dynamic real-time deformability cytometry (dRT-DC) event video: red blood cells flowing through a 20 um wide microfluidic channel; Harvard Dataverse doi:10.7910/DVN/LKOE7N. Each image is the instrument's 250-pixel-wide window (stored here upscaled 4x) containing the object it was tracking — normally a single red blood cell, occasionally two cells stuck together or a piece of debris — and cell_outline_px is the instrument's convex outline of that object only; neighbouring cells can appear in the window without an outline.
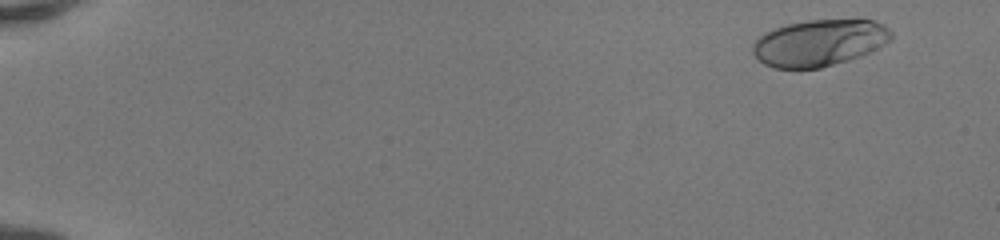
{"species": "human", "species_latin": "Homo sapiens", "temperature_condition": "room temperature", "stored_images_in_passage": 50, "camera_frame_rate_fps": 3000, "um_per_image_px": 0.085, "donor": {"sex": "female"}, "frame": {"image": 1, "passage_image": 3, "time_ms": 0.667, "image_size_px": [1000, 240], "cell_outline_px": [[892, 40], [872, 52], [848, 60], [820, 68], [772, 68], [764, 64], [752, 52], [752, 44], [764, 32], [788, 24], [808, 20], [872, 20], [884, 24], [892, 32]], "centroid_in_image_um": [69.66, 3.64], "position_along_channel_um": 15.3, "area_um2": 37.63}}
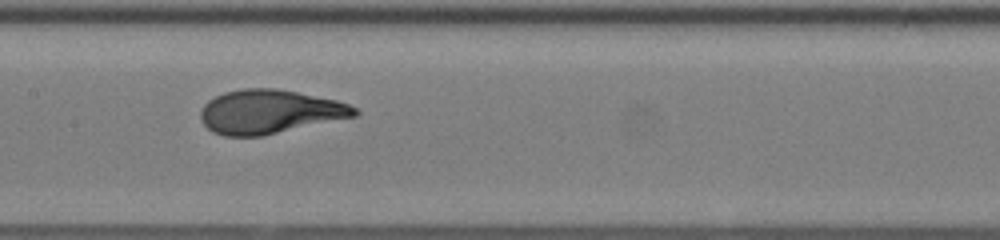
{"frame": {"image": 2, "passage_image": 27, "time_ms": 8.667, "image_size_px": [1000, 240], "cell_outline_px": [[360, 116], [260, 136], [224, 136], [212, 132], [200, 120], [200, 112], [204, 104], [208, 100], [224, 92], [244, 88], [276, 88], [336, 100], [348, 104], [356, 108], [360, 112]], "centroid_in_image_um": [22.93, 9.5], "position_along_channel_um": 184.5, "area_um2": 39.54}}
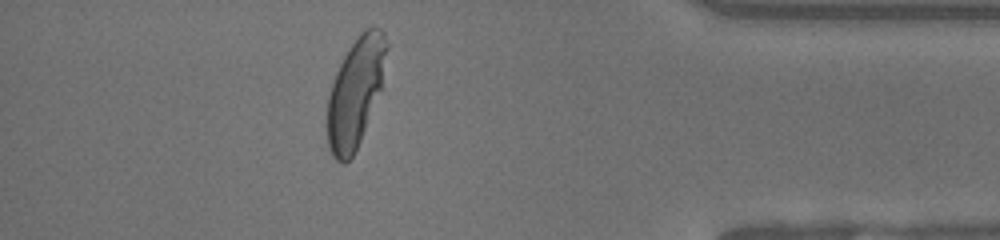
{"frame": {"image": 3, "passage_image": 45, "time_ms": 14.667, "image_size_px": [1000, 240], "cell_outline_px": [[388, 48], [380, 88], [360, 140], [352, 156], [344, 164], [340, 164], [332, 156], [328, 148], [324, 124], [328, 96], [336, 72], [348, 48], [356, 36], [364, 28], [372, 24], [376, 24], [384, 32], [388, 44]], "centroid_in_image_um": [30.16, 7.82], "position_along_channel_um": 405.0, "area_um2": 38.09}, "authors_computed_cell_mechanics": {"area_um2": 38.437, "velocity_mm_per_s": 4.1562, "shape_relaxation_time_tau1_ms": 3.7207, "shape_relaxation_time_tau2_ms": null, "deformation_change_tau1": 0.2373, "deformation_change_tau2": null}}